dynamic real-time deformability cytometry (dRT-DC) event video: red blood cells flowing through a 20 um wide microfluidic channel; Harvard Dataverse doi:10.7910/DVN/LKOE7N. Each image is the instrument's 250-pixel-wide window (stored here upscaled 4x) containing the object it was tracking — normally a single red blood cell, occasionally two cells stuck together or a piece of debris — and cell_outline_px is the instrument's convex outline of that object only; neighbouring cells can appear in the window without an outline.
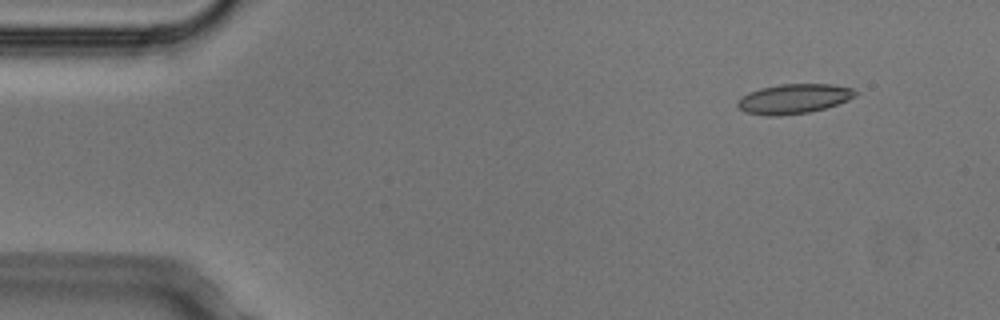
{"species": "Egyptian fruit bat (a non-hibernating species)", "species_latin": "Rousettus aegyptiacus", "temperature_condition": "cold", "stored_images_in_passage": 7, "camera_frame_rate_fps": 3000, "um_per_image_px": 0.085, "animal": {"sex": "male"}, "frame": {"image": 1, "passage_image": 2, "time_ms": 0.333, "image_size_px": [1000, 320], "cell_outline_px": [[856, 96], [848, 100], [824, 108], [808, 112], [780, 116], [764, 116], [744, 112], [736, 104], [740, 96], [748, 92], [760, 88], [780, 84], [832, 84], [852, 88], [856, 92]], "centroid_in_image_um": [67.42, 8.4], "position_along_channel_um": 17.6, "area_um2": 20.46}}
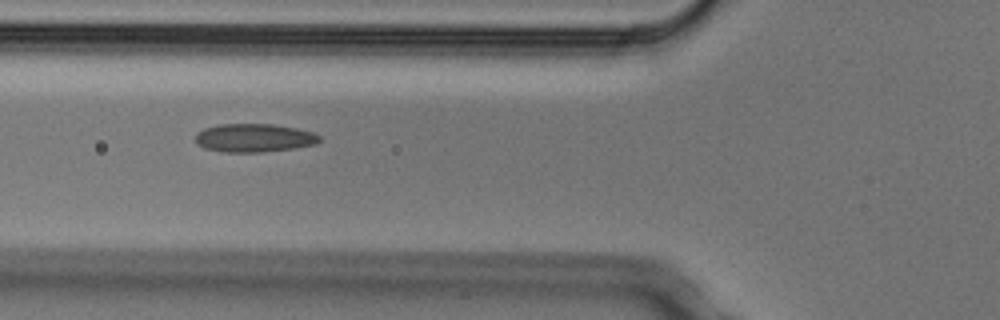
{"frame": {"image": 2, "passage_image": 6, "time_ms": 1.667, "image_size_px": [1000, 320], "cell_outline_px": [[320, 140], [316, 144], [296, 148], [260, 152], [224, 152], [204, 148], [196, 144], [196, 132], [204, 128], [220, 124], [272, 124], [296, 128], [312, 132], [320, 136]], "centroid_in_image_um": [21.58, 11.72], "position_along_channel_um": 104.2, "area_um2": 20.58}}
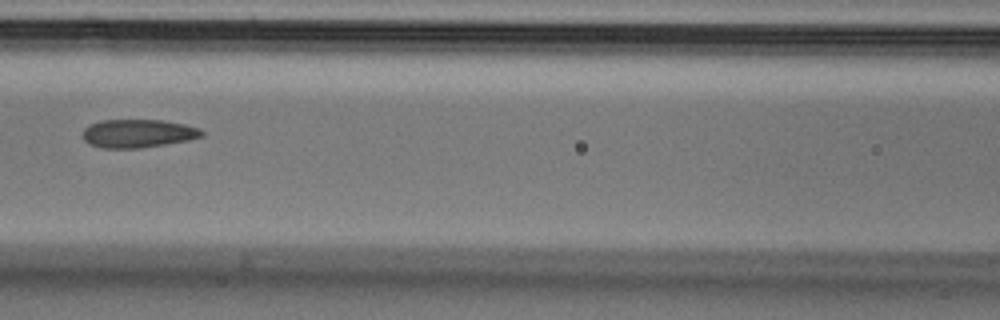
{"frame": {"image": 3, "passage_image": 7, "time_ms": 2.0, "image_size_px": [1000, 320], "cell_outline_px": [[204, 136], [188, 140], [140, 148], [100, 148], [88, 144], [84, 140], [84, 128], [88, 124], [100, 120], [164, 120], [184, 124], [200, 128], [204, 132]], "centroid_in_image_um": [11.72, 11.34], "position_along_channel_um": 154.9, "area_um2": 19.77}}